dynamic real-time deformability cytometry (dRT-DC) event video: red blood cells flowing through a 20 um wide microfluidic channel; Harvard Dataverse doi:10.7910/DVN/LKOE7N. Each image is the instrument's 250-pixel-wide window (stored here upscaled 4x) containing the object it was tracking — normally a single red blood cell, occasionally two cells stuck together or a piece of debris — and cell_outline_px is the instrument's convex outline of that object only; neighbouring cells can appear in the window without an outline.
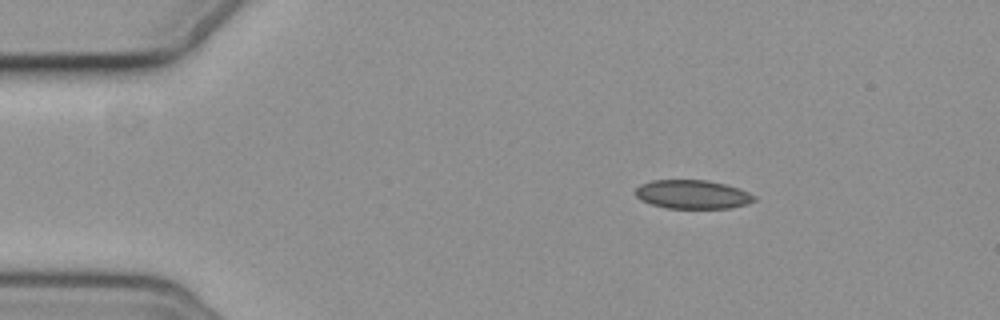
{"species": "common noctule bat (a hibernating species)", "species_latin": "Nyctalus noctula", "temperature_condition": "cold", "stored_images_in_passage": 4, "camera_frame_rate_fps": 3000, "um_per_image_px": 0.085, "animal": {"sex": "female", "body_mass_g": 19.3, "forearm_length_mm": 54.1}, "frame": {"image": 1, "passage_image": 2, "time_ms": 1.0, "image_size_px": [1000, 320], "cell_outline_px": [[756, 200], [748, 204], [728, 208], [668, 208], [652, 204], [640, 200], [636, 196], [636, 188], [640, 184], [652, 180], [708, 180], [724, 184], [748, 192], [756, 196]], "centroid_in_image_um": [58.86, 16.52], "position_along_channel_um": 26.1, "area_um2": 19.83}}
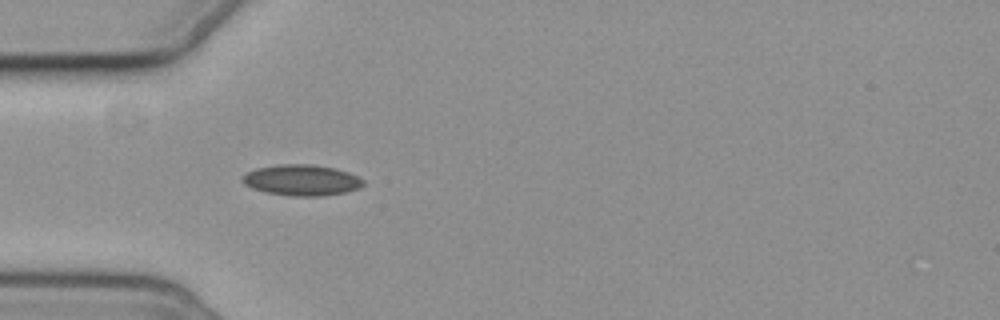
{"frame": {"image": 2, "passage_image": 4, "time_ms": 3.667, "image_size_px": [1000, 320], "cell_outline_px": [[364, 184], [360, 188], [344, 192], [320, 196], [292, 196], [264, 192], [252, 188], [244, 184], [240, 180], [248, 172], [256, 168], [276, 164], [312, 164], [336, 168], [348, 172], [364, 180]], "centroid_in_image_um": [25.63, 15.3], "position_along_channel_um": 59.4, "area_um2": 21.85}}